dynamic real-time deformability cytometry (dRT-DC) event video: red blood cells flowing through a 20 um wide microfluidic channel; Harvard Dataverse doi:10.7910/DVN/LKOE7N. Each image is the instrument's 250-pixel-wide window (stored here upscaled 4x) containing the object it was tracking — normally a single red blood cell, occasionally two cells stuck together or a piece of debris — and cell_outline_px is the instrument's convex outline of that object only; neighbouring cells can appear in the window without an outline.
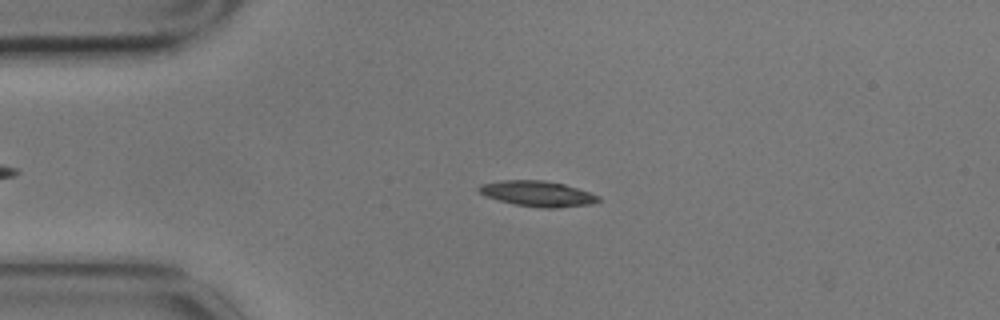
{"species": "common noctule bat (a hibernating species)", "species_latin": "Nyctalus noctula", "temperature_condition": "cold", "stored_images_in_passage": 4, "camera_frame_rate_fps": 3000, "um_per_image_px": 0.085, "animal": {"sex": "male", "body_mass_g": 17.9}, "frame": {"image": 1, "passage_image": 2, "time_ms": 0.333, "image_size_px": [1000, 320], "cell_outline_px": [[600, 200], [592, 204], [556, 208], [544, 208], [516, 204], [484, 196], [476, 188], [480, 184], [500, 180], [544, 180], [564, 184], [600, 196]], "centroid_in_image_um": [45.67, 16.45], "position_along_channel_um": 39.3, "area_um2": 17.69}}